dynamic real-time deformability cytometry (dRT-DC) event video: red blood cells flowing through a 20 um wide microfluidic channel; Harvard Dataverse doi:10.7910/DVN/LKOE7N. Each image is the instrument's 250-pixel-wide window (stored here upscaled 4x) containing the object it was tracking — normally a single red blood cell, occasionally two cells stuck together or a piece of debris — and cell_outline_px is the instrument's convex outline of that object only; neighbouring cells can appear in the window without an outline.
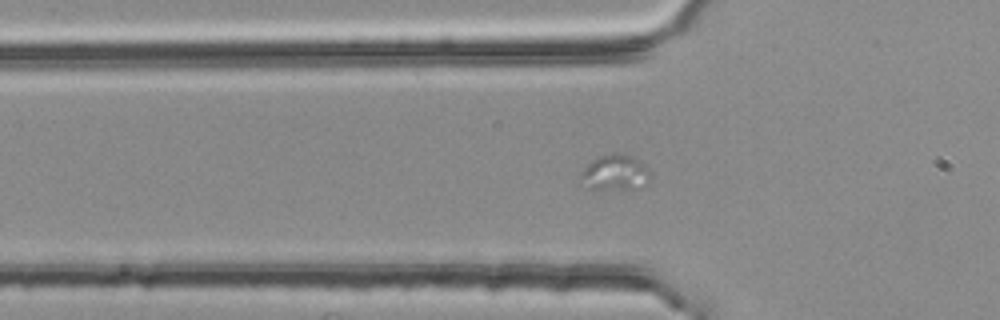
{"species": "common noctule bat (a hibernating species)", "species_latin": "Nyctalus noctula", "temperature_condition": "room temperature", "stored_images_in_passage": 28, "camera_frame_rate_fps": 3000, "um_per_image_px": 0.085, "animal": {"sex": "female", "body_mass_g": 25.1}, "frame": {"image": 1, "passage_image": 13, "time_ms": 4.0, "image_size_px": [1000, 320], "cell_outline_px": [[652, 180], [644, 188], [624, 192], [588, 188], [580, 176], [580, 172], [596, 156], [616, 152], [632, 156], [644, 164], [652, 172]], "centroid_in_image_um": [52.38, 14.72], "position_along_channel_um": 73.4, "area_um2": 15.43}}